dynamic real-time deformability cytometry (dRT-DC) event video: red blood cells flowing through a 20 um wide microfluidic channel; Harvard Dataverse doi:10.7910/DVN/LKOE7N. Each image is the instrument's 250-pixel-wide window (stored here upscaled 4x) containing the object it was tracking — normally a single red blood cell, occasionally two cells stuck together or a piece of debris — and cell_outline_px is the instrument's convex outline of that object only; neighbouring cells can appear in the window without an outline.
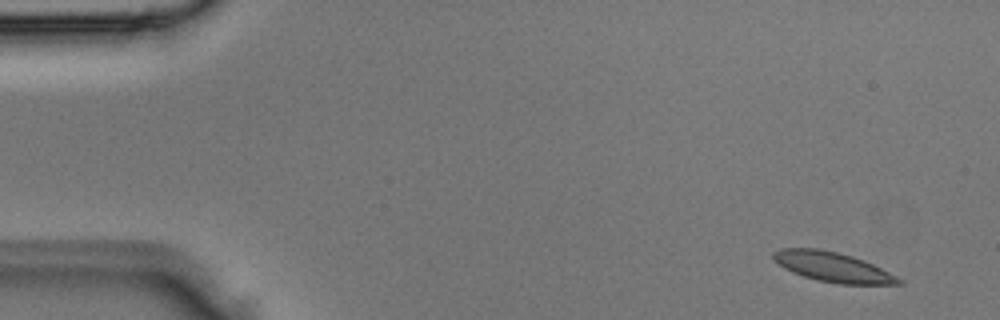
{"species": "Egyptian fruit bat (a non-hibernating species)", "species_latin": "Rousettus aegyptiacus", "temperature_condition": "room temperature", "stored_images_in_passage": 4, "camera_frame_rate_fps": 3000, "um_per_image_px": 0.085, "animal": {"sex": "male"}, "frame": {"image": 1, "passage_image": 4, "time_ms": 1.0, "image_size_px": [1000, 320], "cell_outline_px": [[904, 284], [840, 284], [816, 280], [792, 272], [784, 268], [772, 260], [772, 252], [780, 248], [820, 248], [852, 256], [864, 260], [904, 280]], "centroid_in_image_um": [70.74, 22.69], "position_along_channel_um": 14.3, "area_um2": 21.79}}